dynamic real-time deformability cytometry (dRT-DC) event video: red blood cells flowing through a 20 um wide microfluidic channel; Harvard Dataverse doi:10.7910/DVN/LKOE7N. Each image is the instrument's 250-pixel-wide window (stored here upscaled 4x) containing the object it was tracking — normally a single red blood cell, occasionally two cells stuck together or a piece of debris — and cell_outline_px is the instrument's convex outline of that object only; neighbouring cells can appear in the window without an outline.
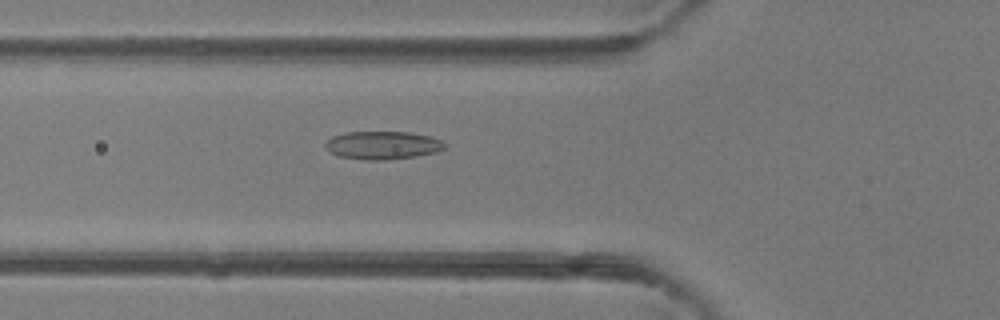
{"species": "common noctule bat (a hibernating species)", "species_latin": "Nyctalus noctula", "temperature_condition": "room temperature", "stored_images_in_passage": 33, "camera_frame_rate_fps": 3000, "um_per_image_px": 0.085, "animal": {"sex": "female"}, "frame": {"image": 1, "passage_image": 4, "time_ms": 1.0, "image_size_px": [1000, 320], "cell_outline_px": [[448, 144], [444, 148], [436, 152], [416, 156], [384, 160], [364, 160], [340, 156], [328, 152], [324, 148], [324, 144], [332, 136], [348, 132], [408, 132], [432, 136]], "centroid_in_image_um": [32.51, 12.34], "position_along_channel_um": 93.3, "area_um2": 19.65}}
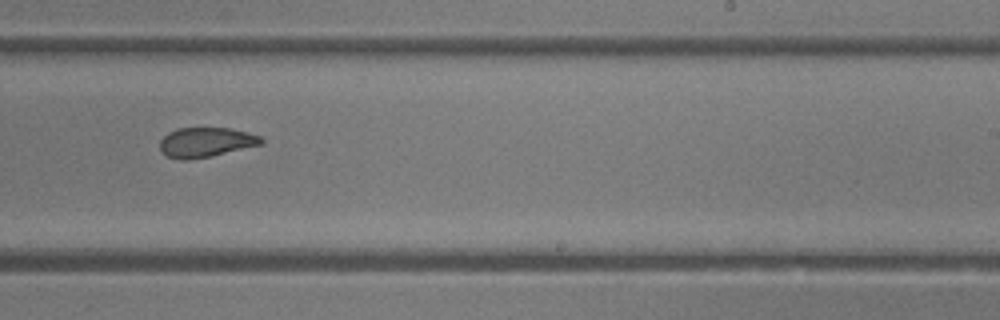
{"frame": {"image": 2, "passage_image": 16, "time_ms": 5.0, "image_size_px": [1000, 320], "cell_outline_px": [[264, 144], [212, 156], [188, 160], [176, 160], [160, 152], [160, 140], [168, 132], [176, 128], [232, 128], [248, 132], [260, 136], [264, 140]], "centroid_in_image_um": [17.5, 12.1], "position_along_channel_um": 271.5, "area_um2": 17.86}}
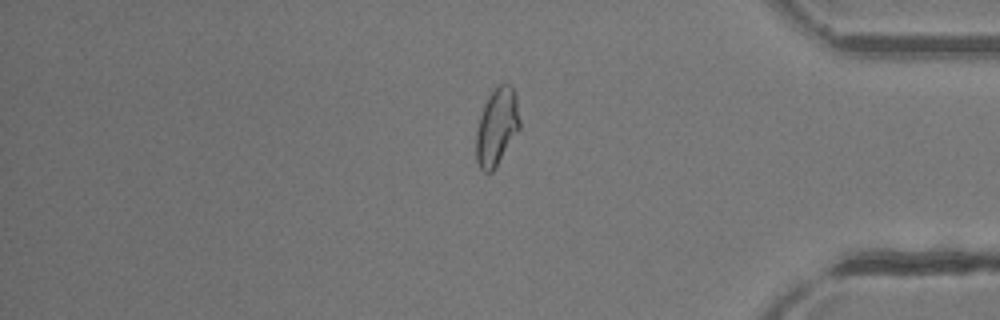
{"frame": {"image": 3, "passage_image": 26, "time_ms": 8.333, "image_size_px": [1000, 320], "cell_outline_px": [[520, 128], [496, 168], [492, 172], [484, 172], [480, 168], [476, 160], [476, 132], [480, 116], [484, 104], [488, 96], [496, 84], [508, 84], [512, 88], [516, 96], [520, 120]], "centroid_in_image_um": [42.22, 10.79], "position_along_channel_um": 393.0, "area_um2": 19.77}, "authors_computed_cell_mechanics": {"area_um2": 18.6116, "velocity_mm_per_s": 4.4487, "shape_relaxation_time_tau1_ms": 9.9716, "shape_relaxation_time_tau2_ms": 1.8534, "deformation_change_tau1": 0.1964, "deformation_change_tau2": 0.0743}}